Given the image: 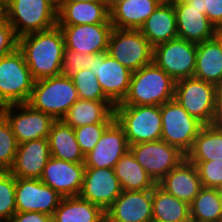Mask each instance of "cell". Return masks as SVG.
Listing matches in <instances>:
<instances>
[{
	"label": "cell",
	"instance_id": "d6986e66",
	"mask_svg": "<svg viewBox=\"0 0 222 222\" xmlns=\"http://www.w3.org/2000/svg\"><path fill=\"white\" fill-rule=\"evenodd\" d=\"M129 150L124 129L115 120L103 133L91 152L85 155V167L114 169Z\"/></svg>",
	"mask_w": 222,
	"mask_h": 222
},
{
	"label": "cell",
	"instance_id": "d590c367",
	"mask_svg": "<svg viewBox=\"0 0 222 222\" xmlns=\"http://www.w3.org/2000/svg\"><path fill=\"white\" fill-rule=\"evenodd\" d=\"M18 142L7 119L0 113V170H9L15 160Z\"/></svg>",
	"mask_w": 222,
	"mask_h": 222
},
{
	"label": "cell",
	"instance_id": "7dc6e473",
	"mask_svg": "<svg viewBox=\"0 0 222 222\" xmlns=\"http://www.w3.org/2000/svg\"><path fill=\"white\" fill-rule=\"evenodd\" d=\"M5 0H0V18L4 17Z\"/></svg>",
	"mask_w": 222,
	"mask_h": 222
},
{
	"label": "cell",
	"instance_id": "c3c4849f",
	"mask_svg": "<svg viewBox=\"0 0 222 222\" xmlns=\"http://www.w3.org/2000/svg\"><path fill=\"white\" fill-rule=\"evenodd\" d=\"M182 1H185V0H162V2L170 3V4H175Z\"/></svg>",
	"mask_w": 222,
	"mask_h": 222
},
{
	"label": "cell",
	"instance_id": "f35d334b",
	"mask_svg": "<svg viewBox=\"0 0 222 222\" xmlns=\"http://www.w3.org/2000/svg\"><path fill=\"white\" fill-rule=\"evenodd\" d=\"M97 54H83L70 49H65L62 63V75L72 77L82 69L90 68L92 59Z\"/></svg>",
	"mask_w": 222,
	"mask_h": 222
},
{
	"label": "cell",
	"instance_id": "836d02e7",
	"mask_svg": "<svg viewBox=\"0 0 222 222\" xmlns=\"http://www.w3.org/2000/svg\"><path fill=\"white\" fill-rule=\"evenodd\" d=\"M79 99L82 100H109L104 94L97 77L90 69H82L72 77Z\"/></svg>",
	"mask_w": 222,
	"mask_h": 222
},
{
	"label": "cell",
	"instance_id": "cb8c5ba5",
	"mask_svg": "<svg viewBox=\"0 0 222 222\" xmlns=\"http://www.w3.org/2000/svg\"><path fill=\"white\" fill-rule=\"evenodd\" d=\"M139 31L153 48L178 38L176 12L173 4L161 2L145 20Z\"/></svg>",
	"mask_w": 222,
	"mask_h": 222
},
{
	"label": "cell",
	"instance_id": "3957f363",
	"mask_svg": "<svg viewBox=\"0 0 222 222\" xmlns=\"http://www.w3.org/2000/svg\"><path fill=\"white\" fill-rule=\"evenodd\" d=\"M78 99L72 78L61 74L35 80L27 104L55 120H61Z\"/></svg>",
	"mask_w": 222,
	"mask_h": 222
},
{
	"label": "cell",
	"instance_id": "f907efd6",
	"mask_svg": "<svg viewBox=\"0 0 222 222\" xmlns=\"http://www.w3.org/2000/svg\"><path fill=\"white\" fill-rule=\"evenodd\" d=\"M118 1H121V0H107V2H118Z\"/></svg>",
	"mask_w": 222,
	"mask_h": 222
},
{
	"label": "cell",
	"instance_id": "52a82bcc",
	"mask_svg": "<svg viewBox=\"0 0 222 222\" xmlns=\"http://www.w3.org/2000/svg\"><path fill=\"white\" fill-rule=\"evenodd\" d=\"M34 79L17 48L0 58V108L10 104L27 103L31 97Z\"/></svg>",
	"mask_w": 222,
	"mask_h": 222
},
{
	"label": "cell",
	"instance_id": "7402d4cb",
	"mask_svg": "<svg viewBox=\"0 0 222 222\" xmlns=\"http://www.w3.org/2000/svg\"><path fill=\"white\" fill-rule=\"evenodd\" d=\"M173 6L176 12L178 38L195 44L214 38L216 27L206 14L201 13V10L185 1L175 3Z\"/></svg>",
	"mask_w": 222,
	"mask_h": 222
},
{
	"label": "cell",
	"instance_id": "e575fe53",
	"mask_svg": "<svg viewBox=\"0 0 222 222\" xmlns=\"http://www.w3.org/2000/svg\"><path fill=\"white\" fill-rule=\"evenodd\" d=\"M16 177L9 170H0V222H8L16 213Z\"/></svg>",
	"mask_w": 222,
	"mask_h": 222
},
{
	"label": "cell",
	"instance_id": "7a4b0ae2",
	"mask_svg": "<svg viewBox=\"0 0 222 222\" xmlns=\"http://www.w3.org/2000/svg\"><path fill=\"white\" fill-rule=\"evenodd\" d=\"M176 81L154 62L132 72L129 91L118 105H156L174 99Z\"/></svg>",
	"mask_w": 222,
	"mask_h": 222
},
{
	"label": "cell",
	"instance_id": "7bdbcfd3",
	"mask_svg": "<svg viewBox=\"0 0 222 222\" xmlns=\"http://www.w3.org/2000/svg\"><path fill=\"white\" fill-rule=\"evenodd\" d=\"M216 123L222 125V84L217 86V115Z\"/></svg>",
	"mask_w": 222,
	"mask_h": 222
},
{
	"label": "cell",
	"instance_id": "4fadbf2b",
	"mask_svg": "<svg viewBox=\"0 0 222 222\" xmlns=\"http://www.w3.org/2000/svg\"><path fill=\"white\" fill-rule=\"evenodd\" d=\"M89 69L97 77L106 97L114 105L122 103L129 91L132 71L107 52L97 54Z\"/></svg>",
	"mask_w": 222,
	"mask_h": 222
},
{
	"label": "cell",
	"instance_id": "f546056e",
	"mask_svg": "<svg viewBox=\"0 0 222 222\" xmlns=\"http://www.w3.org/2000/svg\"><path fill=\"white\" fill-rule=\"evenodd\" d=\"M152 221L191 222L190 205L156 185L152 189Z\"/></svg>",
	"mask_w": 222,
	"mask_h": 222
},
{
	"label": "cell",
	"instance_id": "ba28073f",
	"mask_svg": "<svg viewBox=\"0 0 222 222\" xmlns=\"http://www.w3.org/2000/svg\"><path fill=\"white\" fill-rule=\"evenodd\" d=\"M161 117V140L177 147L186 155L203 124L192 117L175 99L161 105Z\"/></svg>",
	"mask_w": 222,
	"mask_h": 222
},
{
	"label": "cell",
	"instance_id": "ab89813d",
	"mask_svg": "<svg viewBox=\"0 0 222 222\" xmlns=\"http://www.w3.org/2000/svg\"><path fill=\"white\" fill-rule=\"evenodd\" d=\"M18 39L9 21L5 17L0 18V58L18 48Z\"/></svg>",
	"mask_w": 222,
	"mask_h": 222
},
{
	"label": "cell",
	"instance_id": "44dd1931",
	"mask_svg": "<svg viewBox=\"0 0 222 222\" xmlns=\"http://www.w3.org/2000/svg\"><path fill=\"white\" fill-rule=\"evenodd\" d=\"M157 185L189 205L203 188L196 165L187 158L166 174Z\"/></svg>",
	"mask_w": 222,
	"mask_h": 222
},
{
	"label": "cell",
	"instance_id": "4316f807",
	"mask_svg": "<svg viewBox=\"0 0 222 222\" xmlns=\"http://www.w3.org/2000/svg\"><path fill=\"white\" fill-rule=\"evenodd\" d=\"M48 142L52 157L73 163H84L85 156L77 143L74 129L62 119L53 122Z\"/></svg>",
	"mask_w": 222,
	"mask_h": 222
},
{
	"label": "cell",
	"instance_id": "6da1fadb",
	"mask_svg": "<svg viewBox=\"0 0 222 222\" xmlns=\"http://www.w3.org/2000/svg\"><path fill=\"white\" fill-rule=\"evenodd\" d=\"M18 49L34 80L61 75L65 42L58 25L20 36Z\"/></svg>",
	"mask_w": 222,
	"mask_h": 222
},
{
	"label": "cell",
	"instance_id": "8fae6325",
	"mask_svg": "<svg viewBox=\"0 0 222 222\" xmlns=\"http://www.w3.org/2000/svg\"><path fill=\"white\" fill-rule=\"evenodd\" d=\"M197 44L176 38L153 48V62L175 81L193 77Z\"/></svg>",
	"mask_w": 222,
	"mask_h": 222
},
{
	"label": "cell",
	"instance_id": "ee69618b",
	"mask_svg": "<svg viewBox=\"0 0 222 222\" xmlns=\"http://www.w3.org/2000/svg\"><path fill=\"white\" fill-rule=\"evenodd\" d=\"M81 1L91 2V1H107V0H55V8L58 13L65 5Z\"/></svg>",
	"mask_w": 222,
	"mask_h": 222
},
{
	"label": "cell",
	"instance_id": "277c9868",
	"mask_svg": "<svg viewBox=\"0 0 222 222\" xmlns=\"http://www.w3.org/2000/svg\"><path fill=\"white\" fill-rule=\"evenodd\" d=\"M4 17L18 37L57 26L55 0H5Z\"/></svg>",
	"mask_w": 222,
	"mask_h": 222
},
{
	"label": "cell",
	"instance_id": "ffe728a7",
	"mask_svg": "<svg viewBox=\"0 0 222 222\" xmlns=\"http://www.w3.org/2000/svg\"><path fill=\"white\" fill-rule=\"evenodd\" d=\"M51 157L48 138L18 144L10 173L16 178L40 179Z\"/></svg>",
	"mask_w": 222,
	"mask_h": 222
},
{
	"label": "cell",
	"instance_id": "2e32d148",
	"mask_svg": "<svg viewBox=\"0 0 222 222\" xmlns=\"http://www.w3.org/2000/svg\"><path fill=\"white\" fill-rule=\"evenodd\" d=\"M63 33L65 49L83 54H101L108 50L112 24L58 25Z\"/></svg>",
	"mask_w": 222,
	"mask_h": 222
},
{
	"label": "cell",
	"instance_id": "83f0119b",
	"mask_svg": "<svg viewBox=\"0 0 222 222\" xmlns=\"http://www.w3.org/2000/svg\"><path fill=\"white\" fill-rule=\"evenodd\" d=\"M193 77L216 86L222 84V50L215 38L197 44Z\"/></svg>",
	"mask_w": 222,
	"mask_h": 222
},
{
	"label": "cell",
	"instance_id": "484cf974",
	"mask_svg": "<svg viewBox=\"0 0 222 222\" xmlns=\"http://www.w3.org/2000/svg\"><path fill=\"white\" fill-rule=\"evenodd\" d=\"M111 24L107 1L76 2L57 13V25Z\"/></svg>",
	"mask_w": 222,
	"mask_h": 222
},
{
	"label": "cell",
	"instance_id": "9c48e42d",
	"mask_svg": "<svg viewBox=\"0 0 222 222\" xmlns=\"http://www.w3.org/2000/svg\"><path fill=\"white\" fill-rule=\"evenodd\" d=\"M107 53L132 72L153 62L152 45L134 29L112 28Z\"/></svg>",
	"mask_w": 222,
	"mask_h": 222
},
{
	"label": "cell",
	"instance_id": "30bf717a",
	"mask_svg": "<svg viewBox=\"0 0 222 222\" xmlns=\"http://www.w3.org/2000/svg\"><path fill=\"white\" fill-rule=\"evenodd\" d=\"M129 150L156 184L186 158L177 147L161 139L130 145Z\"/></svg>",
	"mask_w": 222,
	"mask_h": 222
},
{
	"label": "cell",
	"instance_id": "b9f144b4",
	"mask_svg": "<svg viewBox=\"0 0 222 222\" xmlns=\"http://www.w3.org/2000/svg\"><path fill=\"white\" fill-rule=\"evenodd\" d=\"M8 222H54L53 216L41 212H16Z\"/></svg>",
	"mask_w": 222,
	"mask_h": 222
},
{
	"label": "cell",
	"instance_id": "9a60e30c",
	"mask_svg": "<svg viewBox=\"0 0 222 222\" xmlns=\"http://www.w3.org/2000/svg\"><path fill=\"white\" fill-rule=\"evenodd\" d=\"M122 191L114 169L85 167L80 198L106 211Z\"/></svg>",
	"mask_w": 222,
	"mask_h": 222
},
{
	"label": "cell",
	"instance_id": "d6a6232c",
	"mask_svg": "<svg viewBox=\"0 0 222 222\" xmlns=\"http://www.w3.org/2000/svg\"><path fill=\"white\" fill-rule=\"evenodd\" d=\"M191 222H222V198L218 188L203 187L190 204Z\"/></svg>",
	"mask_w": 222,
	"mask_h": 222
},
{
	"label": "cell",
	"instance_id": "bcb514c9",
	"mask_svg": "<svg viewBox=\"0 0 222 222\" xmlns=\"http://www.w3.org/2000/svg\"><path fill=\"white\" fill-rule=\"evenodd\" d=\"M214 38L217 40L222 50V27L216 28Z\"/></svg>",
	"mask_w": 222,
	"mask_h": 222
},
{
	"label": "cell",
	"instance_id": "5b68a950",
	"mask_svg": "<svg viewBox=\"0 0 222 222\" xmlns=\"http://www.w3.org/2000/svg\"><path fill=\"white\" fill-rule=\"evenodd\" d=\"M114 114L115 120L124 129L129 146L161 139V106L115 105Z\"/></svg>",
	"mask_w": 222,
	"mask_h": 222
},
{
	"label": "cell",
	"instance_id": "1f68e13d",
	"mask_svg": "<svg viewBox=\"0 0 222 222\" xmlns=\"http://www.w3.org/2000/svg\"><path fill=\"white\" fill-rule=\"evenodd\" d=\"M186 158L189 161L222 160V125H203Z\"/></svg>",
	"mask_w": 222,
	"mask_h": 222
},
{
	"label": "cell",
	"instance_id": "681fc988",
	"mask_svg": "<svg viewBox=\"0 0 222 222\" xmlns=\"http://www.w3.org/2000/svg\"><path fill=\"white\" fill-rule=\"evenodd\" d=\"M218 191H219L220 196H221V198H222V186H220V187L218 188Z\"/></svg>",
	"mask_w": 222,
	"mask_h": 222
},
{
	"label": "cell",
	"instance_id": "603a6c76",
	"mask_svg": "<svg viewBox=\"0 0 222 222\" xmlns=\"http://www.w3.org/2000/svg\"><path fill=\"white\" fill-rule=\"evenodd\" d=\"M161 2L162 0L108 2L112 27L139 30Z\"/></svg>",
	"mask_w": 222,
	"mask_h": 222
},
{
	"label": "cell",
	"instance_id": "8d00e7d4",
	"mask_svg": "<svg viewBox=\"0 0 222 222\" xmlns=\"http://www.w3.org/2000/svg\"><path fill=\"white\" fill-rule=\"evenodd\" d=\"M111 124L112 123H95L74 128L77 143L84 156L93 150L104 131Z\"/></svg>",
	"mask_w": 222,
	"mask_h": 222
},
{
	"label": "cell",
	"instance_id": "74e56055",
	"mask_svg": "<svg viewBox=\"0 0 222 222\" xmlns=\"http://www.w3.org/2000/svg\"><path fill=\"white\" fill-rule=\"evenodd\" d=\"M197 167L202 186L219 188L222 186V160L190 161Z\"/></svg>",
	"mask_w": 222,
	"mask_h": 222
},
{
	"label": "cell",
	"instance_id": "ac0fdd59",
	"mask_svg": "<svg viewBox=\"0 0 222 222\" xmlns=\"http://www.w3.org/2000/svg\"><path fill=\"white\" fill-rule=\"evenodd\" d=\"M105 216L106 222H152V189L123 190Z\"/></svg>",
	"mask_w": 222,
	"mask_h": 222
},
{
	"label": "cell",
	"instance_id": "f6af8a7d",
	"mask_svg": "<svg viewBox=\"0 0 222 222\" xmlns=\"http://www.w3.org/2000/svg\"><path fill=\"white\" fill-rule=\"evenodd\" d=\"M185 2L189 5H192V7H195L197 9L201 10V13H203L202 0H185Z\"/></svg>",
	"mask_w": 222,
	"mask_h": 222
},
{
	"label": "cell",
	"instance_id": "8992f818",
	"mask_svg": "<svg viewBox=\"0 0 222 222\" xmlns=\"http://www.w3.org/2000/svg\"><path fill=\"white\" fill-rule=\"evenodd\" d=\"M174 99L203 125L216 123L217 86L195 77L176 81Z\"/></svg>",
	"mask_w": 222,
	"mask_h": 222
},
{
	"label": "cell",
	"instance_id": "5bb4252c",
	"mask_svg": "<svg viewBox=\"0 0 222 222\" xmlns=\"http://www.w3.org/2000/svg\"><path fill=\"white\" fill-rule=\"evenodd\" d=\"M63 197L40 179L16 178V212H41L53 216Z\"/></svg>",
	"mask_w": 222,
	"mask_h": 222
},
{
	"label": "cell",
	"instance_id": "60d3db41",
	"mask_svg": "<svg viewBox=\"0 0 222 222\" xmlns=\"http://www.w3.org/2000/svg\"><path fill=\"white\" fill-rule=\"evenodd\" d=\"M203 14L216 27H222V0H202Z\"/></svg>",
	"mask_w": 222,
	"mask_h": 222
},
{
	"label": "cell",
	"instance_id": "e0dca14e",
	"mask_svg": "<svg viewBox=\"0 0 222 222\" xmlns=\"http://www.w3.org/2000/svg\"><path fill=\"white\" fill-rule=\"evenodd\" d=\"M84 172V163H73L51 156L40 180L62 197H74L80 194Z\"/></svg>",
	"mask_w": 222,
	"mask_h": 222
},
{
	"label": "cell",
	"instance_id": "4dcf8cb0",
	"mask_svg": "<svg viewBox=\"0 0 222 222\" xmlns=\"http://www.w3.org/2000/svg\"><path fill=\"white\" fill-rule=\"evenodd\" d=\"M115 175L122 190L143 191L153 189L157 184L128 150L115 164Z\"/></svg>",
	"mask_w": 222,
	"mask_h": 222
},
{
	"label": "cell",
	"instance_id": "d4e9b609",
	"mask_svg": "<svg viewBox=\"0 0 222 222\" xmlns=\"http://www.w3.org/2000/svg\"><path fill=\"white\" fill-rule=\"evenodd\" d=\"M115 105L110 100L78 99L68 110L62 120L73 129L88 124L113 123Z\"/></svg>",
	"mask_w": 222,
	"mask_h": 222
},
{
	"label": "cell",
	"instance_id": "f1b7e54d",
	"mask_svg": "<svg viewBox=\"0 0 222 222\" xmlns=\"http://www.w3.org/2000/svg\"><path fill=\"white\" fill-rule=\"evenodd\" d=\"M54 222H106L105 211L79 196L63 197L53 214Z\"/></svg>",
	"mask_w": 222,
	"mask_h": 222
},
{
	"label": "cell",
	"instance_id": "7c38bea8",
	"mask_svg": "<svg viewBox=\"0 0 222 222\" xmlns=\"http://www.w3.org/2000/svg\"><path fill=\"white\" fill-rule=\"evenodd\" d=\"M15 109L17 112L14 111ZM0 113L9 122L18 144L48 138L55 121L49 114L35 110L27 103L3 106L0 108Z\"/></svg>",
	"mask_w": 222,
	"mask_h": 222
}]
</instances>
